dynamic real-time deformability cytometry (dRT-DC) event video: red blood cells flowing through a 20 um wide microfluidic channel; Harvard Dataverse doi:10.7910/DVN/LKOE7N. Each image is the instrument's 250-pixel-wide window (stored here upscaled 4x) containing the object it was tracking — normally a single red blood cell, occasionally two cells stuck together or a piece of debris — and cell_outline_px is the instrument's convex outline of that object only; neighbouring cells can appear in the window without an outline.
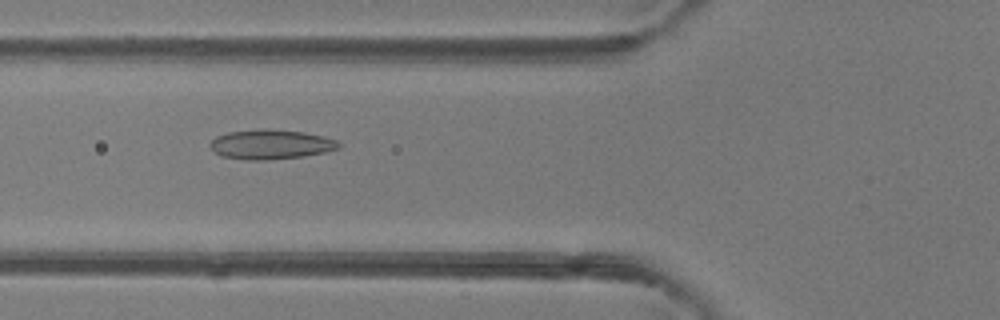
{"species": "common noctule bat (a hibernating species)", "species_latin": "Nyctalus noctula", "temperature_condition": "room temperature", "stored_images_in_passage": 48, "camera_frame_rate_fps": 3000, "um_per_image_px": 0.085, "animal": {"sex": "female"}, "frame": {"image": 1, "passage_image": 18, "time_ms": 5.667, "image_size_px": [1000, 320], "cell_outline_px": [[340, 148], [324, 152], [304, 156], [268, 160], [244, 160], [220, 156], [208, 144], [216, 136], [228, 132], [304, 132], [324, 136], [336, 140], [340, 144]], "centroid_in_image_um": [23.03, 12.33], "position_along_channel_um": 102.8, "area_um2": 21.21}}
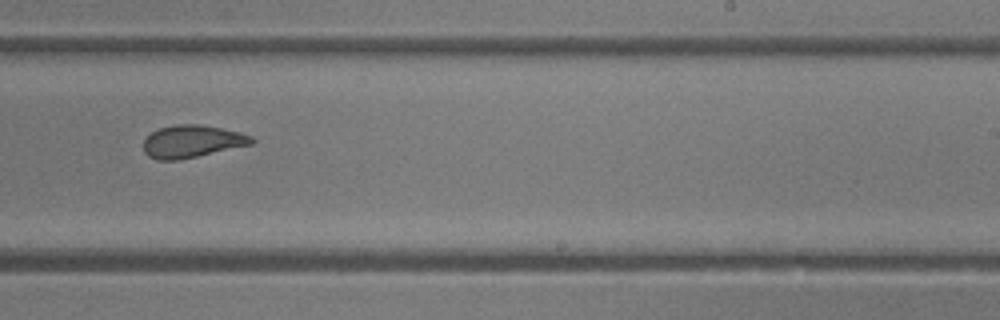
{"frame": {"image": 2, "passage_image": 30, "time_ms": 9.667, "image_size_px": [1000, 320], "cell_outline_px": [[256, 140], [252, 144], [180, 160], [156, 160], [148, 156], [144, 152], [144, 140], [152, 132], [160, 128], [176, 124], [200, 124], [240, 132], [252, 136]], "centroid_in_image_um": [16.32, 12.02], "position_along_channel_um": 272.7, "area_um2": 20.46}}
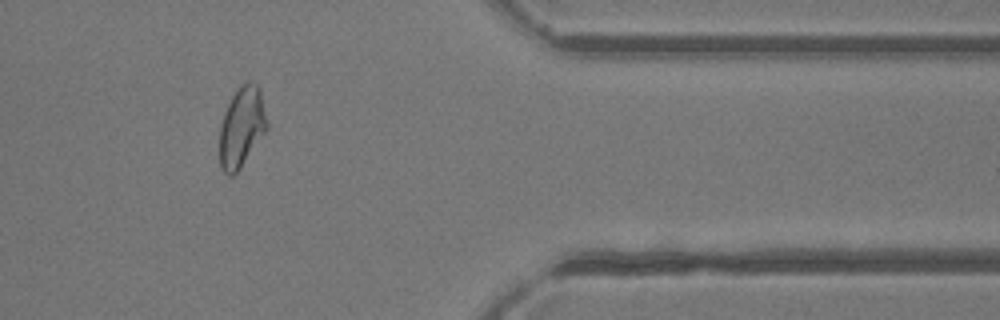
{"frame": {"image": 3, "passage_image": 40, "time_ms": 13.0, "image_size_px": [1000, 320], "cell_outline_px": [[268, 128], [240, 168], [232, 176], [228, 176], [220, 168], [220, 124], [224, 112], [232, 96], [240, 84], [248, 80], [256, 84], [260, 88], [268, 124]], "centroid_in_image_um": [20.54, 10.78], "position_along_channel_um": 390.9, "area_um2": 22.2}, "authors_computed_cell_mechanics": {"area_um2": 22.3108, "velocity_mm_per_s": 4.2504, "shape_relaxation_time_tau1_ms": null, "shape_relaxation_time_tau2_ms": 1.5518, "deformation_change_tau1": null, "deformation_change_tau2": 0.0878}}